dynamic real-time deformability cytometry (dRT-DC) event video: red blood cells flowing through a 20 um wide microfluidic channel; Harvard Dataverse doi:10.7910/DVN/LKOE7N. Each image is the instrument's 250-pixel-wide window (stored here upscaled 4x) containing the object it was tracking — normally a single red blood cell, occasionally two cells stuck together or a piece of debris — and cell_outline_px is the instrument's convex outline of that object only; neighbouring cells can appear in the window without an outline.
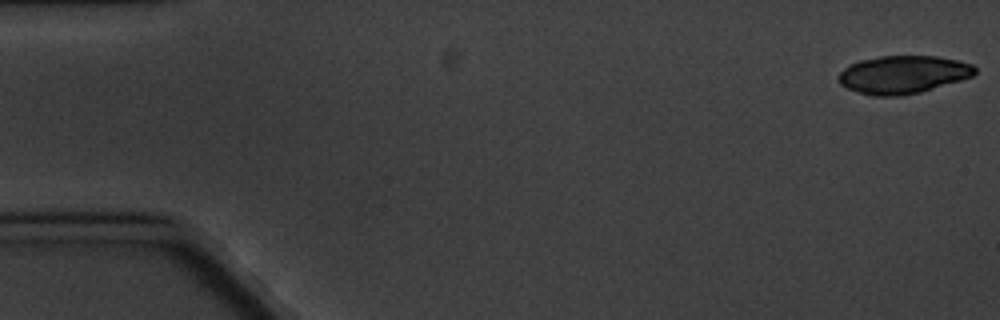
{"species": "common noctule bat (a hibernating species)", "species_latin": "Nyctalus noctula", "temperature_condition": "cold", "stored_images_in_passage": 4, "camera_frame_rate_fps": 3000, "um_per_image_px": 0.085, "animal": {"sex": "male", "body_mass_g": 20.1, "forearm_length_mm": 53.5}, "frame": {"image": 1, "passage_image": 1, "time_ms": 0.0, "image_size_px": [1000, 320], "cell_outline_px": [[976, 72], [972, 76], [960, 80], [920, 92], [900, 96], [872, 96], [848, 88], [840, 84], [840, 72], [844, 68], [860, 60], [880, 56], [936, 56], [956, 60], [972, 64], [976, 68]], "centroid_in_image_um": [76.77, 6.33], "position_along_channel_um": 8.2, "area_um2": 29.77}}